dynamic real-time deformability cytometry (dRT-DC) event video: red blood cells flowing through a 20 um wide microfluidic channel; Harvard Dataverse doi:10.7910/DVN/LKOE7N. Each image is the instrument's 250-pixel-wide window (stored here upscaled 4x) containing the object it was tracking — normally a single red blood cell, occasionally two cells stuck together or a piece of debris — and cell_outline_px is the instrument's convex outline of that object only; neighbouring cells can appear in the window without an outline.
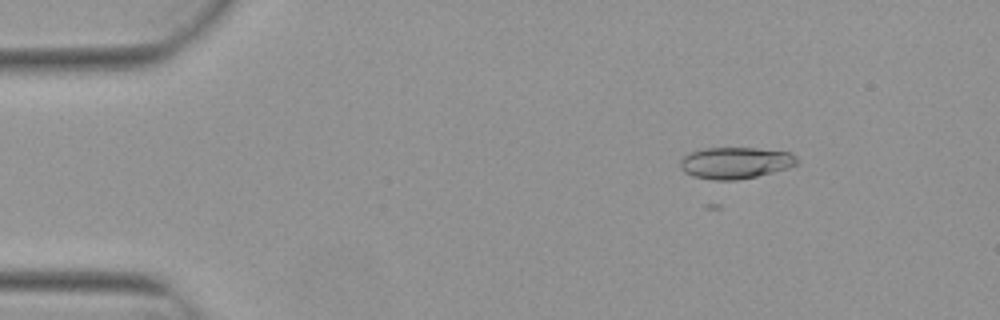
{"species": "Egyptian fruit bat (a non-hibernating species)", "species_latin": "Rousettus aegyptiacus", "temperature_condition": "warm", "stored_images_in_passage": 4, "camera_frame_rate_fps": 3000, "um_per_image_px": 0.085, "animal": {"sex": "female"}, "frame": {"image": 1, "passage_image": 2, "time_ms": 0.333, "image_size_px": [1000, 320], "cell_outline_px": [[796, 164], [788, 168], [756, 176], [736, 180], [712, 180], [692, 176], [684, 172], [680, 168], [680, 160], [688, 152], [704, 148], [756, 148], [792, 152], [796, 156]], "centroid_in_image_um": [62.47, 13.84], "position_along_channel_um": 22.5, "area_um2": 21.56}}
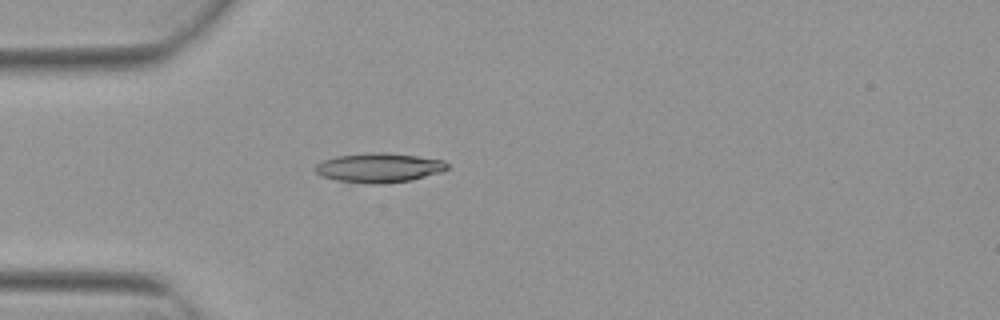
{"frame": {"image": 2, "passage_image": 4, "time_ms": 1.0, "image_size_px": [1000, 320], "cell_outline_px": [[448, 168], [440, 172], [412, 180], [380, 184], [368, 184], [336, 180], [320, 176], [316, 172], [316, 164], [324, 160], [336, 156], [376, 152], [384, 152], [416, 156], [444, 160], [448, 164]], "centroid_in_image_um": [32.21, 14.26], "position_along_channel_um": 52.8, "area_um2": 22.54}}